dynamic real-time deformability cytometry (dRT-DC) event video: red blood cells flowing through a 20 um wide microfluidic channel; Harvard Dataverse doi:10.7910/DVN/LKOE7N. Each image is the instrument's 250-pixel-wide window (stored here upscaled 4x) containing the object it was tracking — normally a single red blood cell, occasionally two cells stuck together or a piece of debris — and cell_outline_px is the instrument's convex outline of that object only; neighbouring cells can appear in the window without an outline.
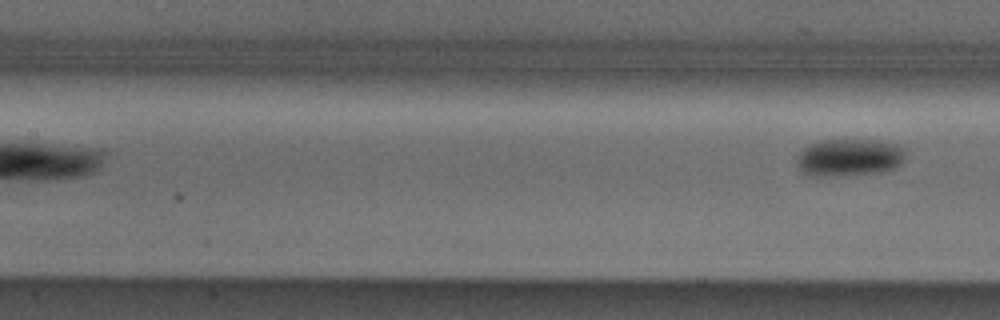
{"species": "Egyptian fruit bat (a non-hibernating species)", "species_latin": "Rousettus aegyptiacus", "temperature_condition": "cold", "stored_images_in_passage": 5, "camera_frame_rate_fps": 3000, "um_per_image_px": 0.085, "animal": {"sex": "male"}, "frame": {"image": 1, "passage_image": 5, "time_ms": 1.333, "image_size_px": [1000, 320], "cell_outline_px": [[904, 160], [896, 168], [880, 172], [836, 176], [812, 176], [804, 172], [796, 164], [796, 156], [808, 144], [820, 140], [844, 136], [880, 140], [896, 144], [904, 148]], "centroid_in_image_um": [72.17, 13.32], "position_along_channel_um": 135.2, "area_um2": 24.74}}